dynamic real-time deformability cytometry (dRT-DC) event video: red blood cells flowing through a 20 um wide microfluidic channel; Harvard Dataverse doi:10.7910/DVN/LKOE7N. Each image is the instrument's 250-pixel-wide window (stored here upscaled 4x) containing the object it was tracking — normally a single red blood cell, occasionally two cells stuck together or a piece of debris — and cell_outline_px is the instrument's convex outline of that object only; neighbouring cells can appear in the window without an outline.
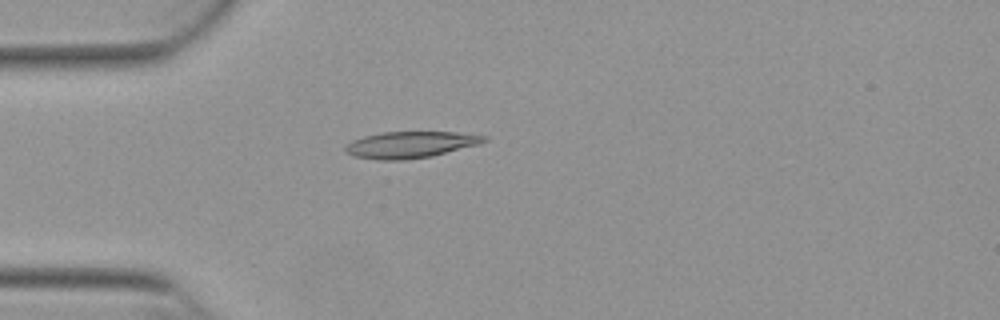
{"species": "Egyptian fruit bat (a non-hibernating species)", "species_latin": "Rousettus aegyptiacus", "temperature_condition": "warm", "stored_images_in_passage": 4, "camera_frame_rate_fps": 3000, "um_per_image_px": 0.085, "animal": {"sex": "female"}, "frame": {"image": 1, "passage_image": 1, "time_ms": 0.0, "image_size_px": [1000, 320], "cell_outline_px": [[488, 140], [480, 144], [432, 156], [404, 160], [380, 160], [352, 156], [344, 152], [344, 148], [352, 140], [364, 136], [380, 132], [456, 132], [488, 136]], "centroid_in_image_um": [34.88, 12.3], "position_along_channel_um": 50.1, "area_um2": 21.56}}